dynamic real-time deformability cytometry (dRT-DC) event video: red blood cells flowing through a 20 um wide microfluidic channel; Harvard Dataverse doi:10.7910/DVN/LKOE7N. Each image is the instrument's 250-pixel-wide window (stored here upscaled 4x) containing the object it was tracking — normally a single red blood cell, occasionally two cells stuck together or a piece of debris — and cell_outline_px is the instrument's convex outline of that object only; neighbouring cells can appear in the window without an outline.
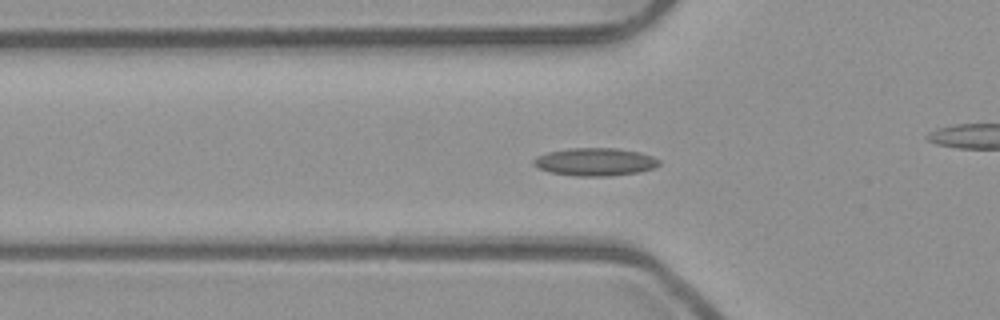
{"species": "common noctule bat (a hibernating species)", "species_latin": "Nyctalus noctula", "temperature_condition": "room temperature", "stored_images_in_passage": 54, "camera_frame_rate_fps": 3000, "um_per_image_px": 0.085, "animal": {"sex": "male", "body_mass_g": 23.1, "forearm_length_mm": 52.7}, "frame": {"image": 1, "passage_image": 18, "time_ms": 5.667, "image_size_px": [1000, 320], "cell_outline_px": [[660, 164], [652, 168], [640, 172], [612, 176], [576, 176], [548, 172], [532, 164], [532, 160], [536, 156], [548, 152], [568, 148], [616, 148], [640, 152], [652, 156], [660, 160]], "centroid_in_image_um": [50.57, 13.76], "position_along_channel_um": 75.2, "area_um2": 20.52}}
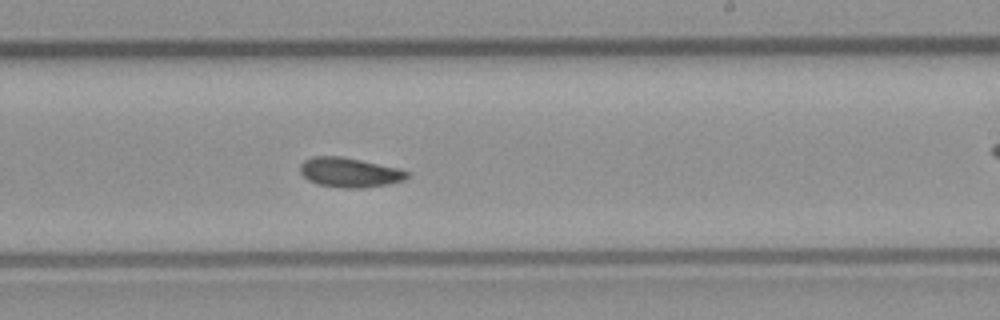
{"frame": {"image": 2, "passage_image": 32, "time_ms": 10.333, "image_size_px": [1000, 320], "cell_outline_px": [[408, 176], [404, 180], [388, 184], [364, 188], [340, 188], [316, 184], [308, 180], [300, 172], [300, 164], [304, 160], [312, 156], [340, 156], [400, 168], [408, 172]], "centroid_in_image_um": [29.69, 14.66], "position_along_channel_um": 259.3, "area_um2": 18.55}}
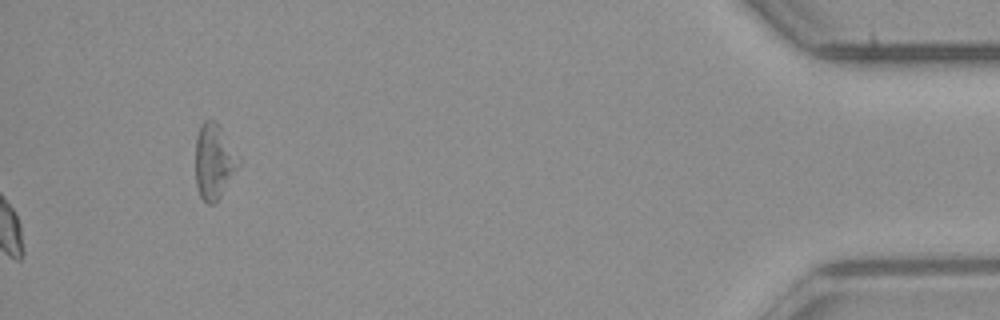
{"frame": {"image": 3, "passage_image": 54, "time_ms": 17.667, "image_size_px": [1000, 320], "cell_outline_px": [[240, 164], [216, 204], [208, 204], [200, 196], [196, 184], [196, 136], [200, 124], [204, 120], [216, 120], [240, 160]], "centroid_in_image_um": [18.17, 13.72], "position_along_channel_um": 417.0, "area_um2": 18.79}, "authors_computed_cell_mechanics": {"area_um2": 18.2648, "velocity_mm_per_s": 3.9332, "shape_relaxation_time_tau1_ms": null, "shape_relaxation_time_tau2_ms": 5.1476, "deformation_change_tau1": null, "deformation_change_tau2": 0.1099}}